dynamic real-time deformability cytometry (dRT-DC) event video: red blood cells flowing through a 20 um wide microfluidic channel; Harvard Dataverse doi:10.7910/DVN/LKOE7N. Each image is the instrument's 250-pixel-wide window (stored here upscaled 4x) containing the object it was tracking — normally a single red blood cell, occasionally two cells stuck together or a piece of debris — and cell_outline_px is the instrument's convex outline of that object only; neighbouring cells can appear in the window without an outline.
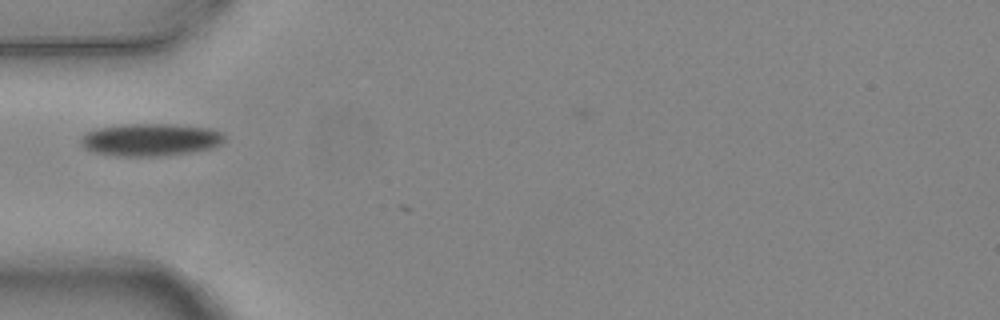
{"species": "common noctule bat (a hibernating species)", "species_latin": "Nyctalus noctula", "temperature_condition": "warm", "stored_images_in_passage": 2, "camera_frame_rate_fps": 3000, "um_per_image_px": 0.085, "animal": {"sex": "female", "body_mass_g": 24.6, "forearm_length_mm": 56.2}, "frame": {"image": 1, "passage_image": 1, "time_ms": 0.0, "image_size_px": [1000, 320], "cell_outline_px": [[224, 140], [220, 144], [212, 148], [192, 152], [156, 156], [116, 156], [92, 152], [84, 148], [80, 144], [80, 140], [88, 132], [96, 128], [124, 124], [172, 124], [212, 128], [220, 132], [224, 136]], "centroid_in_image_um": [12.78, 11.87], "position_along_channel_um": 72.2, "area_um2": 27.28}}
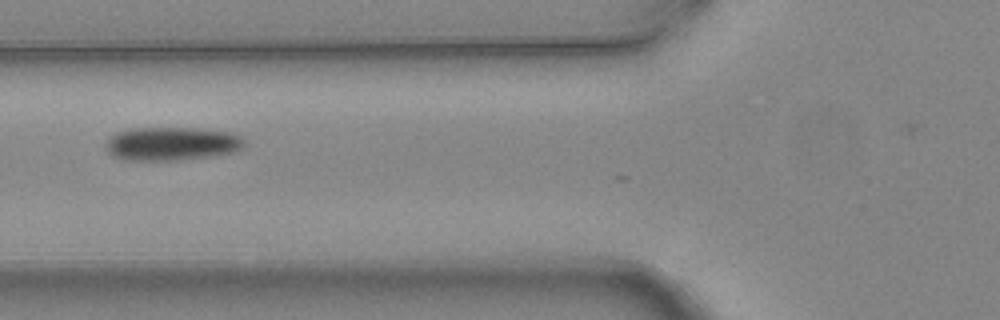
{"frame": {"image": 2, "passage_image": 2, "time_ms": 0.333, "image_size_px": [1000, 320], "cell_outline_px": [[244, 148], [236, 152], [216, 156], [180, 160], [124, 160], [112, 156], [104, 148], [104, 144], [116, 132], [128, 128], [196, 128], [228, 132], [240, 136], [244, 140]], "centroid_in_image_um": [14.59, 12.22], "position_along_channel_um": 111.2, "area_um2": 27.46}}